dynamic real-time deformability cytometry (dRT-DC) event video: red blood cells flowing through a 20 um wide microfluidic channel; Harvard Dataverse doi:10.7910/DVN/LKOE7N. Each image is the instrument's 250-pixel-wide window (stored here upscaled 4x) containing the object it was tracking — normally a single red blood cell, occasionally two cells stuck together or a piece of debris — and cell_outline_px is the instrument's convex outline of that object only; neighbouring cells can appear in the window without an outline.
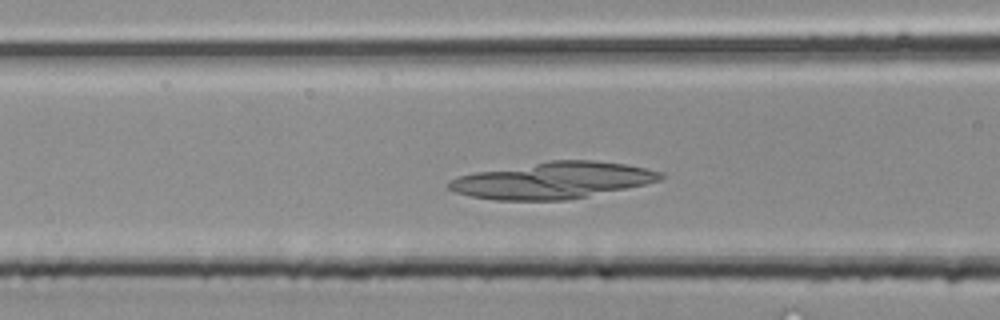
{"species": "common noctule bat (a hibernating species)", "species_latin": "Nyctalus noctula", "temperature_condition": "room temperature", "stored_images_in_passage": 34, "camera_frame_rate_fps": 3000, "um_per_image_px": 0.085, "animal": {"sex": "male", "body_mass_g": 20.4}, "frame": {"image": 1, "passage_image": 11, "time_ms": 3.333, "image_size_px": [1000, 320], "cell_outline_px": [[664, 176], [660, 180], [644, 184], [564, 200], [496, 200], [472, 196], [456, 192], [448, 188], [448, 180], [460, 176], [476, 172], [552, 160], [596, 160], [628, 164], [648, 168], [664, 172]], "centroid_in_image_um": [47.0, 15.32], "position_along_channel_um": 119.6, "area_um2": 44.51}}
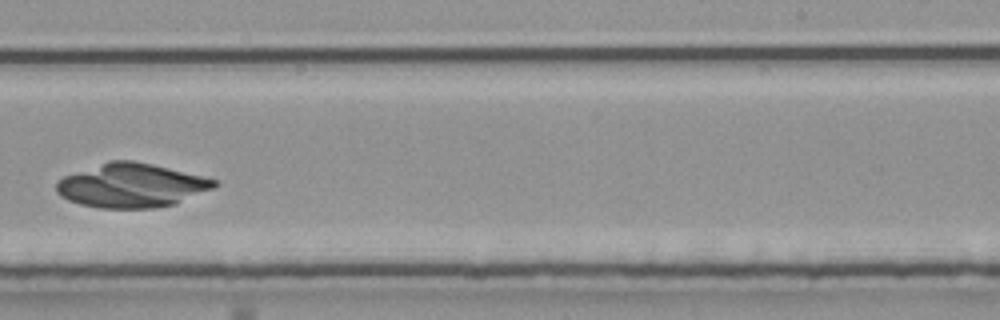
{"frame": {"image": 2, "passage_image": 20, "time_ms": 6.333, "image_size_px": [1000, 320], "cell_outline_px": [[220, 184], [216, 188], [176, 204], [156, 208], [100, 208], [80, 204], [68, 200], [60, 196], [56, 192], [56, 184], [64, 176], [108, 160], [132, 160], [152, 164], [216, 180]], "centroid_in_image_um": [11.19, 15.77], "position_along_channel_um": 277.8, "area_um2": 40.52}}
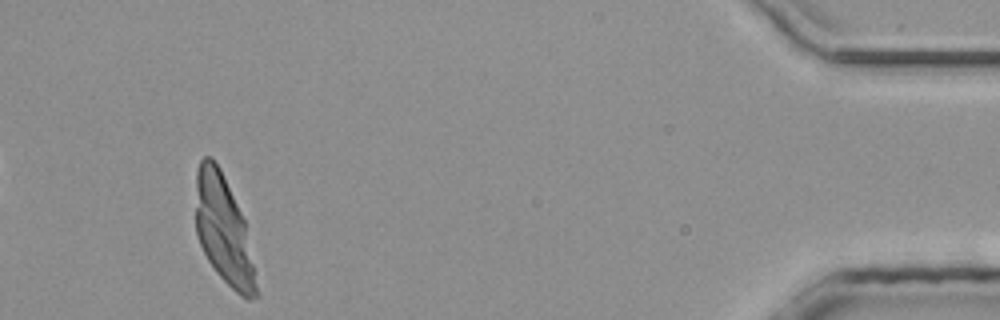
{"frame": {"image": 3, "passage_image": 32, "time_ms": 10.333, "image_size_px": [1000, 320], "cell_outline_px": [[256, 296], [248, 300], [240, 296], [216, 272], [208, 260], [200, 244], [196, 232], [196, 172], [200, 160], [204, 156], [212, 156], [220, 168], [244, 220], [256, 284]], "centroid_in_image_um": [18.95, 19.51], "position_along_channel_um": 416.2, "area_um2": 37.28}}